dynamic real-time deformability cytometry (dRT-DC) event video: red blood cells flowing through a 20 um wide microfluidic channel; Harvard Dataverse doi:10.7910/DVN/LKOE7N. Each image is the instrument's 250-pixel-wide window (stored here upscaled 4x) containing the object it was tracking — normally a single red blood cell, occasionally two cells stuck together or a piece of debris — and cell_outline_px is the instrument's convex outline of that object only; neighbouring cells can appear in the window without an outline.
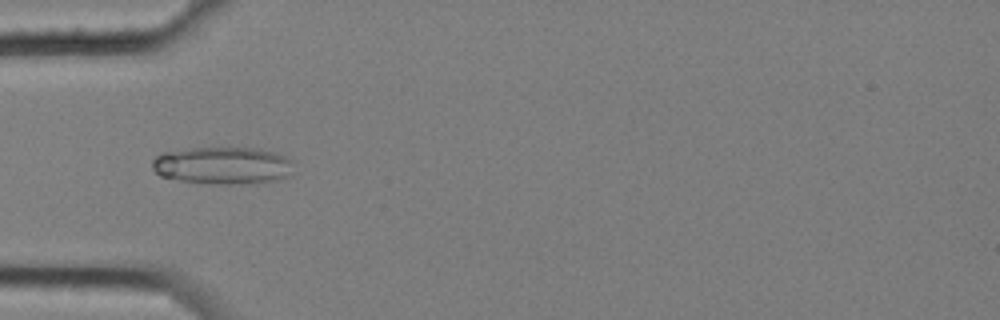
{"species": "common noctule bat (a hibernating species)", "species_latin": "Nyctalus noctula", "temperature_condition": "cold", "stored_images_in_passage": 6, "camera_frame_rate_fps": 3000, "um_per_image_px": 0.085, "animal": {"sex": "female", "body_mass_g": 25.1}, "frame": {"image": 1, "passage_image": 6, "time_ms": 1.667, "image_size_px": [1000, 320], "cell_outline_px": [[296, 172], [292, 176], [276, 180], [256, 184], [216, 184], [180, 180], [160, 176], [152, 168], [152, 160], [160, 152], [192, 148], [260, 148], [276, 152], [292, 160]], "centroid_in_image_um": [19.01, 14.07], "position_along_channel_um": 66.0, "area_um2": 31.5}}